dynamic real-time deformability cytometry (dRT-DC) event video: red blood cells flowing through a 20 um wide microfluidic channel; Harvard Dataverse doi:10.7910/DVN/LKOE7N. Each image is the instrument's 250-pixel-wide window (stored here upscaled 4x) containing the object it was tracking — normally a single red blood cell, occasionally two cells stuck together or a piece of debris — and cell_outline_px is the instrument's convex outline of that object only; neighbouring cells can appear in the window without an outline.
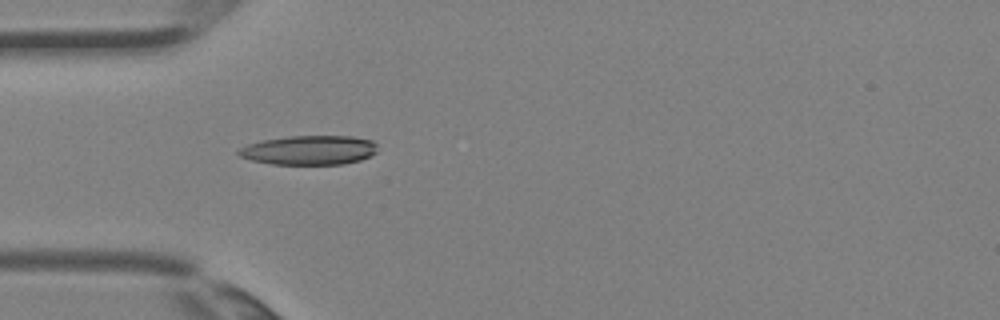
{"species": "Egyptian fruit bat (a non-hibernating species)", "species_latin": "Rousettus aegyptiacus", "temperature_condition": "room temperature", "stored_images_in_passage": 4, "camera_frame_rate_fps": 3000, "um_per_image_px": 0.085, "animal": {"sex": "female"}, "frame": {"image": 1, "passage_image": 4, "time_ms": 1.0, "image_size_px": [1000, 320], "cell_outline_px": [[376, 152], [360, 160], [344, 164], [272, 164], [252, 160], [240, 156], [236, 152], [240, 148], [248, 144], [264, 140], [288, 136], [352, 136], [372, 140], [376, 144]], "centroid_in_image_um": [26.29, 12.76], "position_along_channel_um": 58.7, "area_um2": 23.58}}